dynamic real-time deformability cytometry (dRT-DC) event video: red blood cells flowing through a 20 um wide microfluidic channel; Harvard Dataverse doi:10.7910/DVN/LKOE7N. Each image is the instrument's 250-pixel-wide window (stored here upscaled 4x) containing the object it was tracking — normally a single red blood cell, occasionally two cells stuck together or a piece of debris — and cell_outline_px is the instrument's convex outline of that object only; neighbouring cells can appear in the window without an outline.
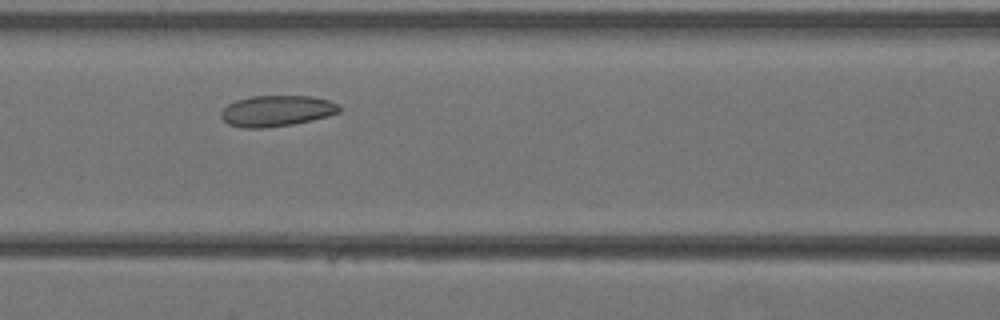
{"species": "Egyptian fruit bat (a non-hibernating species)", "species_latin": "Rousettus aegyptiacus", "temperature_condition": "warm", "stored_images_in_passage": 14, "camera_frame_rate_fps": 3000, "um_per_image_px": 0.085, "animal": {"sex": "female"}, "frame": {"image": 1, "passage_image": 10, "time_ms": 3.0, "image_size_px": [1000, 320], "cell_outline_px": [[340, 112], [328, 116], [312, 120], [292, 124], [264, 128], [244, 128], [228, 124], [220, 116], [220, 112], [228, 104], [236, 100], [252, 96], [312, 96], [328, 100], [336, 104], [340, 108]], "centroid_in_image_um": [23.49, 9.43], "position_along_channel_um": 143.1, "area_um2": 21.27}}
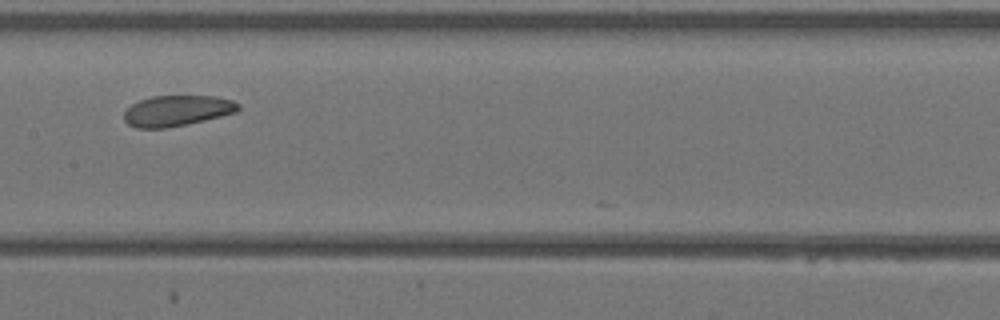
{"frame": {"image": 2, "passage_image": 13, "time_ms": 4.0, "image_size_px": [1000, 320], "cell_outline_px": [[240, 108], [236, 112], [188, 124], [168, 128], [136, 128], [128, 124], [124, 120], [124, 112], [132, 104], [140, 100], [152, 96], [216, 96], [232, 100], [240, 104]], "centroid_in_image_um": [15.04, 9.41], "position_along_channel_um": 192.4, "area_um2": 20.46}}